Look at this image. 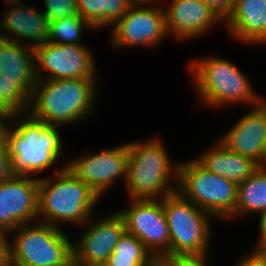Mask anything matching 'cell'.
Here are the masks:
<instances>
[{"label":"cell","instance_id":"obj_1","mask_svg":"<svg viewBox=\"0 0 266 266\" xmlns=\"http://www.w3.org/2000/svg\"><path fill=\"white\" fill-rule=\"evenodd\" d=\"M61 129L29 112L10 116L3 127L13 174L37 176L64 157ZM61 157V158H60Z\"/></svg>","mask_w":266,"mask_h":266},{"label":"cell","instance_id":"obj_2","mask_svg":"<svg viewBox=\"0 0 266 266\" xmlns=\"http://www.w3.org/2000/svg\"><path fill=\"white\" fill-rule=\"evenodd\" d=\"M96 80L98 78L38 80L30 96L29 113L48 125L61 128L87 121L96 112Z\"/></svg>","mask_w":266,"mask_h":266},{"label":"cell","instance_id":"obj_3","mask_svg":"<svg viewBox=\"0 0 266 266\" xmlns=\"http://www.w3.org/2000/svg\"><path fill=\"white\" fill-rule=\"evenodd\" d=\"M38 221L61 228L62 224L85 225L95 213L101 198L66 163L53 175L39 177Z\"/></svg>","mask_w":266,"mask_h":266},{"label":"cell","instance_id":"obj_4","mask_svg":"<svg viewBox=\"0 0 266 266\" xmlns=\"http://www.w3.org/2000/svg\"><path fill=\"white\" fill-rule=\"evenodd\" d=\"M188 71L202 106L217 110L260 103L261 95L253 89L250 78L229 59L214 54L194 58L189 61Z\"/></svg>","mask_w":266,"mask_h":266},{"label":"cell","instance_id":"obj_5","mask_svg":"<svg viewBox=\"0 0 266 266\" xmlns=\"http://www.w3.org/2000/svg\"><path fill=\"white\" fill-rule=\"evenodd\" d=\"M163 142L158 136L128 142L124 187L129 199H162L177 192L179 160H171Z\"/></svg>","mask_w":266,"mask_h":266},{"label":"cell","instance_id":"obj_6","mask_svg":"<svg viewBox=\"0 0 266 266\" xmlns=\"http://www.w3.org/2000/svg\"><path fill=\"white\" fill-rule=\"evenodd\" d=\"M10 234L8 259L19 266H70L73 263V240L63 228L36 221L22 224Z\"/></svg>","mask_w":266,"mask_h":266},{"label":"cell","instance_id":"obj_7","mask_svg":"<svg viewBox=\"0 0 266 266\" xmlns=\"http://www.w3.org/2000/svg\"><path fill=\"white\" fill-rule=\"evenodd\" d=\"M177 192L215 220L227 221L235 213L238 185L209 172L194 158L179 161Z\"/></svg>","mask_w":266,"mask_h":266},{"label":"cell","instance_id":"obj_8","mask_svg":"<svg viewBox=\"0 0 266 266\" xmlns=\"http://www.w3.org/2000/svg\"><path fill=\"white\" fill-rule=\"evenodd\" d=\"M170 234V255L210 254L212 217L178 192L162 198Z\"/></svg>","mask_w":266,"mask_h":266},{"label":"cell","instance_id":"obj_9","mask_svg":"<svg viewBox=\"0 0 266 266\" xmlns=\"http://www.w3.org/2000/svg\"><path fill=\"white\" fill-rule=\"evenodd\" d=\"M110 45L114 49L156 48L168 38L165 11L160 0L134 3L111 28Z\"/></svg>","mask_w":266,"mask_h":266},{"label":"cell","instance_id":"obj_10","mask_svg":"<svg viewBox=\"0 0 266 266\" xmlns=\"http://www.w3.org/2000/svg\"><path fill=\"white\" fill-rule=\"evenodd\" d=\"M33 51L37 80L98 78L94 52L86 44H54L48 41Z\"/></svg>","mask_w":266,"mask_h":266},{"label":"cell","instance_id":"obj_11","mask_svg":"<svg viewBox=\"0 0 266 266\" xmlns=\"http://www.w3.org/2000/svg\"><path fill=\"white\" fill-rule=\"evenodd\" d=\"M130 204L117 212L126 232L136 236L158 260L170 255V234L162 199H129Z\"/></svg>","mask_w":266,"mask_h":266},{"label":"cell","instance_id":"obj_12","mask_svg":"<svg viewBox=\"0 0 266 266\" xmlns=\"http://www.w3.org/2000/svg\"><path fill=\"white\" fill-rule=\"evenodd\" d=\"M128 143L100 148L94 153L84 152L76 159L67 161V167L100 198L123 178L127 179Z\"/></svg>","mask_w":266,"mask_h":266},{"label":"cell","instance_id":"obj_13","mask_svg":"<svg viewBox=\"0 0 266 266\" xmlns=\"http://www.w3.org/2000/svg\"><path fill=\"white\" fill-rule=\"evenodd\" d=\"M108 216L93 214L90 220L80 227L81 235L72 242L73 263L79 266H93L108 261L120 237L126 231L122 216L116 211ZM94 217V218H93Z\"/></svg>","mask_w":266,"mask_h":266},{"label":"cell","instance_id":"obj_14","mask_svg":"<svg viewBox=\"0 0 266 266\" xmlns=\"http://www.w3.org/2000/svg\"><path fill=\"white\" fill-rule=\"evenodd\" d=\"M39 177L12 174L0 181V232L38 221Z\"/></svg>","mask_w":266,"mask_h":266},{"label":"cell","instance_id":"obj_15","mask_svg":"<svg viewBox=\"0 0 266 266\" xmlns=\"http://www.w3.org/2000/svg\"><path fill=\"white\" fill-rule=\"evenodd\" d=\"M160 1L165 11L167 34L173 40L188 42L202 38L215 25L224 24V20L203 0H169L168 5L166 1Z\"/></svg>","mask_w":266,"mask_h":266},{"label":"cell","instance_id":"obj_16","mask_svg":"<svg viewBox=\"0 0 266 266\" xmlns=\"http://www.w3.org/2000/svg\"><path fill=\"white\" fill-rule=\"evenodd\" d=\"M6 10L1 15L0 38L32 49L48 42L49 21L42 9L23 0H4ZM37 8V9H36Z\"/></svg>","mask_w":266,"mask_h":266},{"label":"cell","instance_id":"obj_17","mask_svg":"<svg viewBox=\"0 0 266 266\" xmlns=\"http://www.w3.org/2000/svg\"><path fill=\"white\" fill-rule=\"evenodd\" d=\"M249 109L217 138L229 150L250 158L262 167L266 145V109L260 103Z\"/></svg>","mask_w":266,"mask_h":266},{"label":"cell","instance_id":"obj_18","mask_svg":"<svg viewBox=\"0 0 266 266\" xmlns=\"http://www.w3.org/2000/svg\"><path fill=\"white\" fill-rule=\"evenodd\" d=\"M229 35L243 45H266V0H235L224 21Z\"/></svg>","mask_w":266,"mask_h":266},{"label":"cell","instance_id":"obj_19","mask_svg":"<svg viewBox=\"0 0 266 266\" xmlns=\"http://www.w3.org/2000/svg\"><path fill=\"white\" fill-rule=\"evenodd\" d=\"M195 160L206 170L239 185L247 180L259 165L243 155L229 150L216 137L215 143Z\"/></svg>","mask_w":266,"mask_h":266},{"label":"cell","instance_id":"obj_20","mask_svg":"<svg viewBox=\"0 0 266 266\" xmlns=\"http://www.w3.org/2000/svg\"><path fill=\"white\" fill-rule=\"evenodd\" d=\"M0 75L14 79L31 96L38 81L33 49L0 38Z\"/></svg>","mask_w":266,"mask_h":266},{"label":"cell","instance_id":"obj_21","mask_svg":"<svg viewBox=\"0 0 266 266\" xmlns=\"http://www.w3.org/2000/svg\"><path fill=\"white\" fill-rule=\"evenodd\" d=\"M235 213L228 219L244 218L248 213L266 212V168L260 167L244 182L238 185Z\"/></svg>","mask_w":266,"mask_h":266},{"label":"cell","instance_id":"obj_22","mask_svg":"<svg viewBox=\"0 0 266 266\" xmlns=\"http://www.w3.org/2000/svg\"><path fill=\"white\" fill-rule=\"evenodd\" d=\"M133 4L131 0H77V9L97 32L112 27Z\"/></svg>","mask_w":266,"mask_h":266},{"label":"cell","instance_id":"obj_23","mask_svg":"<svg viewBox=\"0 0 266 266\" xmlns=\"http://www.w3.org/2000/svg\"><path fill=\"white\" fill-rule=\"evenodd\" d=\"M157 261L136 236L125 231L107 262L112 266H153Z\"/></svg>","mask_w":266,"mask_h":266},{"label":"cell","instance_id":"obj_24","mask_svg":"<svg viewBox=\"0 0 266 266\" xmlns=\"http://www.w3.org/2000/svg\"><path fill=\"white\" fill-rule=\"evenodd\" d=\"M96 31L80 15L49 22L48 41L54 44H84L83 33Z\"/></svg>","mask_w":266,"mask_h":266},{"label":"cell","instance_id":"obj_25","mask_svg":"<svg viewBox=\"0 0 266 266\" xmlns=\"http://www.w3.org/2000/svg\"><path fill=\"white\" fill-rule=\"evenodd\" d=\"M30 95L14 81L0 75V113L7 118L16 114L28 113Z\"/></svg>","mask_w":266,"mask_h":266},{"label":"cell","instance_id":"obj_26","mask_svg":"<svg viewBox=\"0 0 266 266\" xmlns=\"http://www.w3.org/2000/svg\"><path fill=\"white\" fill-rule=\"evenodd\" d=\"M42 6L45 8L42 12L49 22L79 15L77 0H43Z\"/></svg>","mask_w":266,"mask_h":266},{"label":"cell","instance_id":"obj_27","mask_svg":"<svg viewBox=\"0 0 266 266\" xmlns=\"http://www.w3.org/2000/svg\"><path fill=\"white\" fill-rule=\"evenodd\" d=\"M210 254L164 255L158 259L162 266H209Z\"/></svg>","mask_w":266,"mask_h":266},{"label":"cell","instance_id":"obj_28","mask_svg":"<svg viewBox=\"0 0 266 266\" xmlns=\"http://www.w3.org/2000/svg\"><path fill=\"white\" fill-rule=\"evenodd\" d=\"M203 2L224 21L233 10L235 0H203Z\"/></svg>","mask_w":266,"mask_h":266},{"label":"cell","instance_id":"obj_29","mask_svg":"<svg viewBox=\"0 0 266 266\" xmlns=\"http://www.w3.org/2000/svg\"><path fill=\"white\" fill-rule=\"evenodd\" d=\"M12 174L8 146L2 136L0 138V181L10 177Z\"/></svg>","mask_w":266,"mask_h":266},{"label":"cell","instance_id":"obj_30","mask_svg":"<svg viewBox=\"0 0 266 266\" xmlns=\"http://www.w3.org/2000/svg\"><path fill=\"white\" fill-rule=\"evenodd\" d=\"M250 253L246 254L242 259L236 260L235 266H266V252H259L250 249Z\"/></svg>","mask_w":266,"mask_h":266},{"label":"cell","instance_id":"obj_31","mask_svg":"<svg viewBox=\"0 0 266 266\" xmlns=\"http://www.w3.org/2000/svg\"><path fill=\"white\" fill-rule=\"evenodd\" d=\"M257 222H259V236L257 237V241H255L254 248L251 249L266 252V212L259 215Z\"/></svg>","mask_w":266,"mask_h":266},{"label":"cell","instance_id":"obj_32","mask_svg":"<svg viewBox=\"0 0 266 266\" xmlns=\"http://www.w3.org/2000/svg\"><path fill=\"white\" fill-rule=\"evenodd\" d=\"M7 234L0 232V264L8 258Z\"/></svg>","mask_w":266,"mask_h":266},{"label":"cell","instance_id":"obj_33","mask_svg":"<svg viewBox=\"0 0 266 266\" xmlns=\"http://www.w3.org/2000/svg\"><path fill=\"white\" fill-rule=\"evenodd\" d=\"M7 122V117L0 113V138L3 136V127L5 123Z\"/></svg>","mask_w":266,"mask_h":266},{"label":"cell","instance_id":"obj_34","mask_svg":"<svg viewBox=\"0 0 266 266\" xmlns=\"http://www.w3.org/2000/svg\"><path fill=\"white\" fill-rule=\"evenodd\" d=\"M0 266H19L18 264L10 261L8 258L0 264Z\"/></svg>","mask_w":266,"mask_h":266},{"label":"cell","instance_id":"obj_35","mask_svg":"<svg viewBox=\"0 0 266 266\" xmlns=\"http://www.w3.org/2000/svg\"><path fill=\"white\" fill-rule=\"evenodd\" d=\"M260 104L266 109V97L260 96Z\"/></svg>","mask_w":266,"mask_h":266},{"label":"cell","instance_id":"obj_36","mask_svg":"<svg viewBox=\"0 0 266 266\" xmlns=\"http://www.w3.org/2000/svg\"><path fill=\"white\" fill-rule=\"evenodd\" d=\"M262 167L266 168V145H265V151H264V156H263Z\"/></svg>","mask_w":266,"mask_h":266},{"label":"cell","instance_id":"obj_37","mask_svg":"<svg viewBox=\"0 0 266 266\" xmlns=\"http://www.w3.org/2000/svg\"><path fill=\"white\" fill-rule=\"evenodd\" d=\"M93 266H112L110 265L107 261L106 262H101V263H98V264H95Z\"/></svg>","mask_w":266,"mask_h":266},{"label":"cell","instance_id":"obj_38","mask_svg":"<svg viewBox=\"0 0 266 266\" xmlns=\"http://www.w3.org/2000/svg\"><path fill=\"white\" fill-rule=\"evenodd\" d=\"M133 3H143L148 0H131Z\"/></svg>","mask_w":266,"mask_h":266},{"label":"cell","instance_id":"obj_39","mask_svg":"<svg viewBox=\"0 0 266 266\" xmlns=\"http://www.w3.org/2000/svg\"><path fill=\"white\" fill-rule=\"evenodd\" d=\"M153 266H162L158 261Z\"/></svg>","mask_w":266,"mask_h":266},{"label":"cell","instance_id":"obj_40","mask_svg":"<svg viewBox=\"0 0 266 266\" xmlns=\"http://www.w3.org/2000/svg\"><path fill=\"white\" fill-rule=\"evenodd\" d=\"M70 266H79V265H76L75 263H72Z\"/></svg>","mask_w":266,"mask_h":266}]
</instances>
